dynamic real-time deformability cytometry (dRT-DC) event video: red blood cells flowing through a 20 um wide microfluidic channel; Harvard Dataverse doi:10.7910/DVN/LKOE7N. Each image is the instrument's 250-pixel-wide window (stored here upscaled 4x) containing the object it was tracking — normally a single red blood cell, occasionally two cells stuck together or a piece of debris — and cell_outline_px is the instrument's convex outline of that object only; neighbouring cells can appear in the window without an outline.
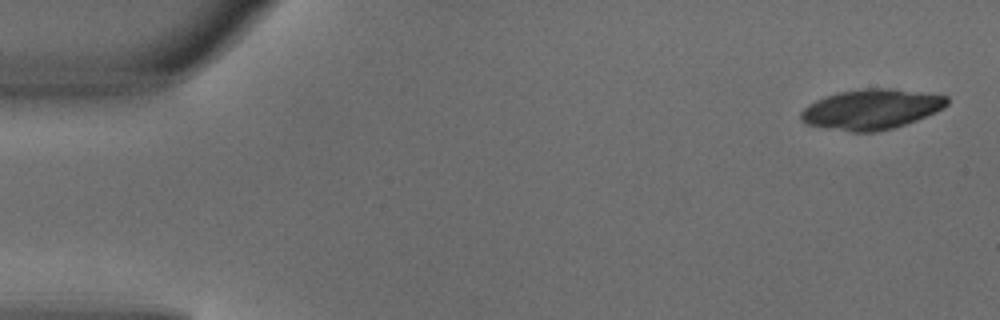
{"species": "common noctule bat (a hibernating species)", "species_latin": "Nyctalus noctula", "temperature_condition": "warm", "stored_images_in_passage": 5, "segment_of_instrument_passage": [2, 2], "camera_frame_rate_fps": 3000, "um_per_image_px": 0.085, "animal": {"sex": "male", "body_mass_g": 18.8}, "frame": {"image": 1, "passage_image": 5, "time_ms": 1.333, "image_size_px": [1000, 320], "cell_outline_px": [[948, 104], [944, 108], [936, 112], [916, 120], [892, 128], [876, 132], [848, 132], [824, 128], [804, 124], [800, 120], [800, 112], [808, 104], [824, 96], [836, 92], [860, 88], [896, 88], [924, 92], [948, 96]], "centroid_in_image_um": [74.03, 9.28], "position_along_channel_um": 11.0, "area_um2": 34.74}}